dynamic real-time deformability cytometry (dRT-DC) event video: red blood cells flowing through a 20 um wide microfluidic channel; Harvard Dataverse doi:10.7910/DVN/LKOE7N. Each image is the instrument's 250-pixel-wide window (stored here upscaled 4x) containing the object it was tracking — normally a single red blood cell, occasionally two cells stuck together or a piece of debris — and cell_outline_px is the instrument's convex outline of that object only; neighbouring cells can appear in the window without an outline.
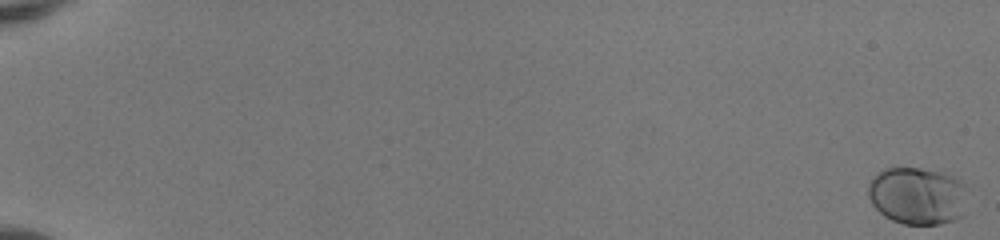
{"species": "human", "species_latin": "Homo sapiens", "temperature_condition": "room temperature", "stored_images_in_passage": 54, "camera_frame_rate_fps": 3000, "um_per_image_px": 0.085, "donor": {"sex": "female"}, "frame": {"image": 1, "passage_image": 1, "time_ms": 0.0, "image_size_px": [1000, 240], "cell_outline_px": [[964, 184], [960, 216], [952, 220], [940, 224], [904, 224], [892, 220], [884, 216], [872, 204], [868, 196], [868, 184], [872, 176], [876, 172], [884, 168], [920, 168], [960, 176]], "centroid_in_image_um": [77.9, 16.61], "position_along_channel_um": 7.1, "area_um2": 33.06}}
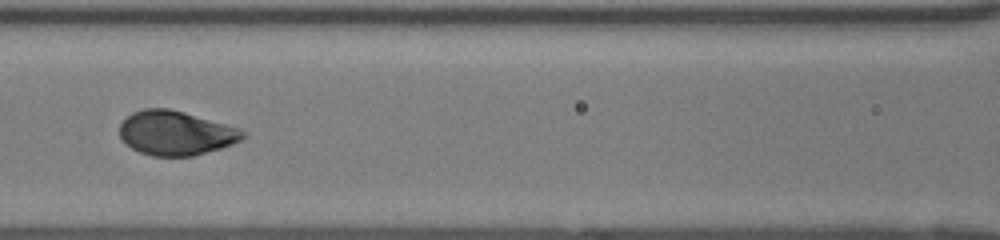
{"frame": {"image": 2, "passage_image": 28, "time_ms": 9.0, "image_size_px": [1000, 240], "cell_outline_px": [[248, 136], [232, 144], [220, 148], [192, 156], [152, 156], [140, 152], [132, 148], [120, 140], [120, 124], [132, 112], [144, 108], [168, 108], [184, 112], [240, 128]], "centroid_in_image_um": [14.93, 11.31], "position_along_channel_um": 151.7, "area_um2": 31.79}}
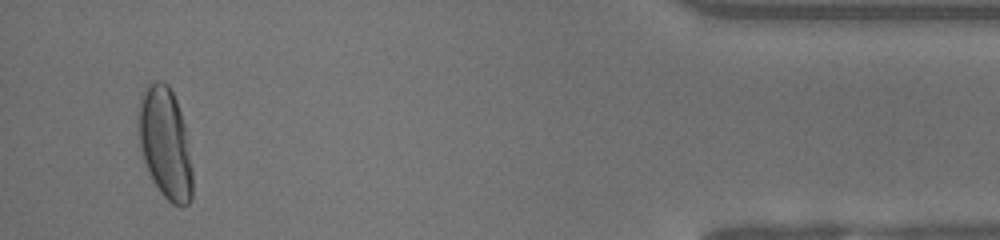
{"frame": {"image": 3, "passage_image": 52, "time_ms": 17.0, "image_size_px": [1000, 240], "cell_outline_px": [[192, 200], [188, 204], [180, 208], [172, 204], [160, 192], [152, 180], [144, 160], [140, 148], [140, 92], [152, 80], [164, 80], [168, 84], [176, 100], [184, 124], [192, 168]], "centroid_in_image_um": [14.06, 12.18], "position_along_channel_um": 421.1, "area_um2": 34.85}, "authors_computed_cell_mechanics": {"area_um2": 31.7611, "velocity_mm_per_s": 4.0734, "shape_relaxation_time_tau1_ms": 2.3182, "shape_relaxation_time_tau2_ms": null, "deformation_change_tau1": 0.1688, "deformation_change_tau2": null}}